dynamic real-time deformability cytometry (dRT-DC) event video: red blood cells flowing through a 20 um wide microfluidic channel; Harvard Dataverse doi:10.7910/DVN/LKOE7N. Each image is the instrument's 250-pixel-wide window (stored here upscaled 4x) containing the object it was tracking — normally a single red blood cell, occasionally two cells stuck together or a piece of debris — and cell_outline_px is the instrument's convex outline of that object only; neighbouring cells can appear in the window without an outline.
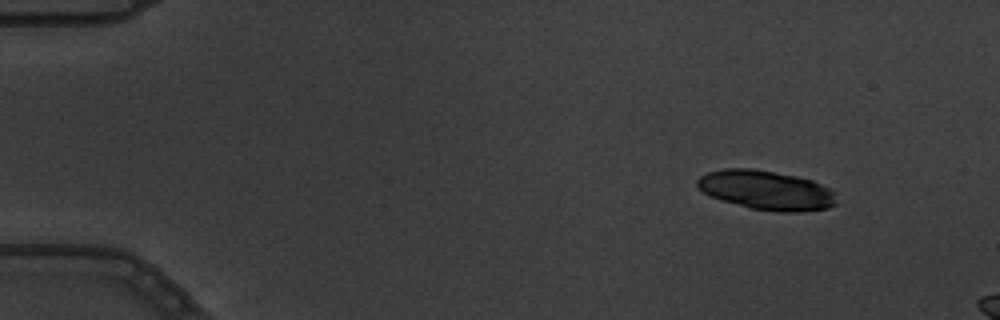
{"species": "common noctule bat (a hibernating species)", "species_latin": "Nyctalus noctula", "temperature_condition": "warm", "stored_images_in_passage": 2, "camera_frame_rate_fps": 3000, "um_per_image_px": 0.085, "animal": {"sex": "male", "body_mass_g": 19.5, "forearm_length_mm": 54.6}, "frame": {"image": 1, "passage_image": 1, "time_ms": 0.0, "image_size_px": [1000, 320], "cell_outline_px": [[836, 204], [828, 208], [800, 212], [780, 212], [752, 208], [724, 200], [712, 196], [704, 192], [696, 184], [696, 180], [700, 176], [708, 172], [724, 168], [752, 168], [796, 176], [812, 180], [832, 188], [836, 192]], "centroid_in_image_um": [65.2, 16.16], "position_along_channel_um": 19.8, "area_um2": 31.85}}